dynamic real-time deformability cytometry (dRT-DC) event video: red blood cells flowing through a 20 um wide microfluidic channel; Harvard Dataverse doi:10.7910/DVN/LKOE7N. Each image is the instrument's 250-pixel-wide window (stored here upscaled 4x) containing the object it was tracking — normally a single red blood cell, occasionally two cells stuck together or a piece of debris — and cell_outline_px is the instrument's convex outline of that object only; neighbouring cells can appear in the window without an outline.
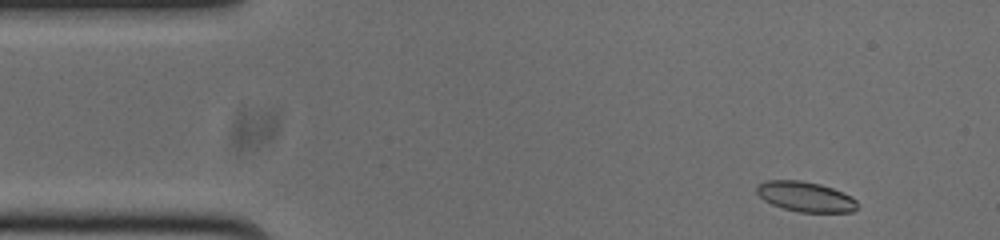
{"species": "common noctule bat (a hibernating species)", "species_latin": "Nyctalus noctula", "temperature_condition": "cold", "stored_images_in_passage": 9, "camera_frame_rate_fps": 3000, "um_per_image_px": 0.085, "animal": {"sex": "male", "body_mass_g": 20.0, "forearm_length_mm": 53.3}, "frame": {"image": 1, "passage_image": 2, "time_ms": 0.333, "image_size_px": [1000, 240], "cell_outline_px": [[856, 208], [852, 212], [800, 212], [784, 208], [772, 204], [764, 200], [756, 192], [756, 184], [764, 180], [800, 180], [820, 184], [832, 188], [852, 196], [856, 200]], "centroid_in_image_um": [68.43, 16.7], "position_along_channel_um": 16.6, "area_um2": 17.63}}